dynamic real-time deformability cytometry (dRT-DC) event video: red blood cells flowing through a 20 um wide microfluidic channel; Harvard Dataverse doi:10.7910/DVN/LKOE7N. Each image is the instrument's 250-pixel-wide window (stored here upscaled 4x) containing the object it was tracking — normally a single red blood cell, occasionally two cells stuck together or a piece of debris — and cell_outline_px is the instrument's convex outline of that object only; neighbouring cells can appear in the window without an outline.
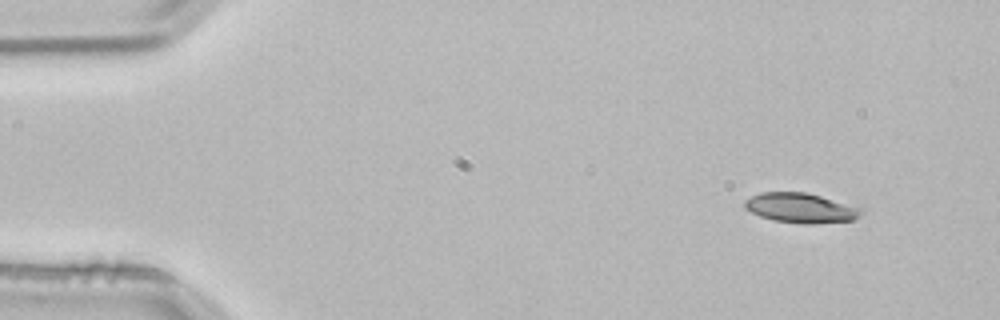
{"species": "common noctule bat (a hibernating species)", "species_latin": "Nyctalus noctula", "temperature_condition": "room temperature", "stored_images_in_passage": 5, "camera_frame_rate_fps": 3000, "um_per_image_px": 0.085, "animal": {"sex": "male", "body_mass_g": 21.5, "forearm_length_mm": 52.0}, "frame": {"image": 1, "passage_image": 5, "time_ms": 1.333, "image_size_px": [1000, 320], "cell_outline_px": [[864, 212], [860, 216], [852, 220], [812, 224], [804, 224], [772, 220], [760, 216], [744, 208], [744, 200], [760, 192], [804, 192], [820, 196], [864, 208]], "centroid_in_image_um": [68.07, 17.68], "position_along_channel_um": 16.9, "area_um2": 20.29}}